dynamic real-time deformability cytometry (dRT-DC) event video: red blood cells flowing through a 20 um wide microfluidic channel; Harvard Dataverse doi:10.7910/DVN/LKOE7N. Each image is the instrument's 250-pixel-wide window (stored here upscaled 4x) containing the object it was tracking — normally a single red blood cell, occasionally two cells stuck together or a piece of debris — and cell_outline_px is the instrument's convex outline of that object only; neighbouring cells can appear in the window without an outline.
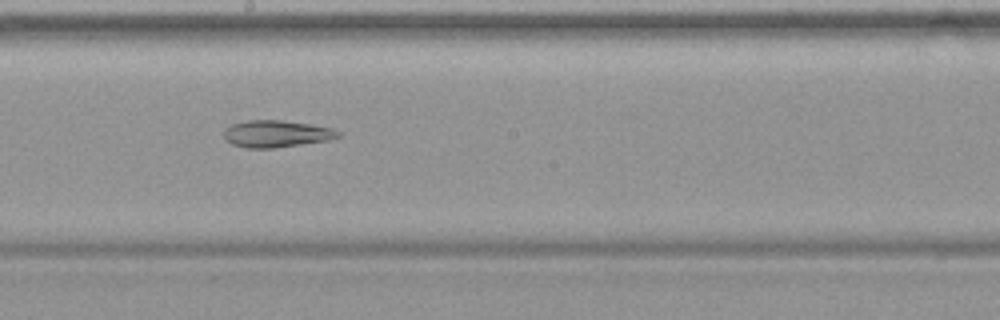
{"species": "common noctule bat (a hibernating species)", "species_latin": "Nyctalus noctula", "temperature_condition": "warm", "stored_images_in_passage": 50, "segment_of_instrument_passage": [2, 2], "camera_frame_rate_fps": 3000, "um_per_image_px": 0.085, "animal": {"sex": "female", "body_mass_g": 19.9}, "frame": {"image": 1, "passage_image": 28, "time_ms": 9.0, "image_size_px": [1000, 320], "cell_outline_px": [[340, 136], [328, 140], [272, 148], [244, 148], [232, 144], [224, 140], [224, 128], [232, 124], [248, 120], [280, 120], [308, 124], [332, 128], [340, 132]], "centroid_in_image_um": [23.43, 11.37], "position_along_channel_um": 224.8, "area_um2": 17.86}}
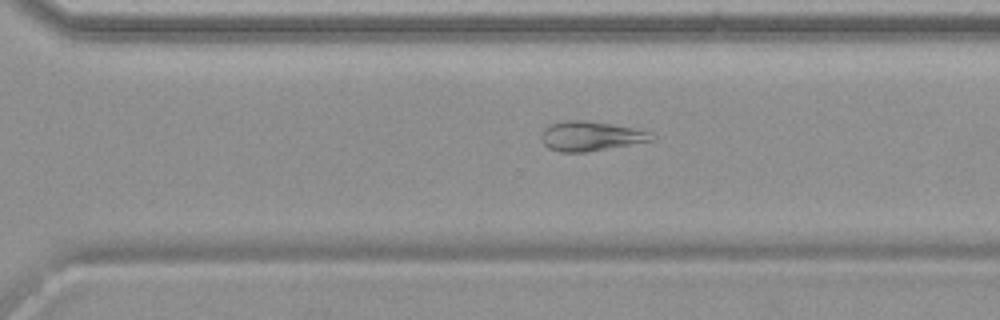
{"frame": {"image": 2, "passage_image": 35, "time_ms": 11.333, "image_size_px": [1000, 320], "cell_outline_px": [[656, 140], [584, 152], [560, 152], [548, 148], [544, 144], [540, 136], [544, 128], [548, 124], [560, 120], [584, 120], [632, 128], [652, 132], [656, 136]], "centroid_in_image_um": [50.18, 11.56], "position_along_channel_um": 320.4, "area_um2": 19.07}}
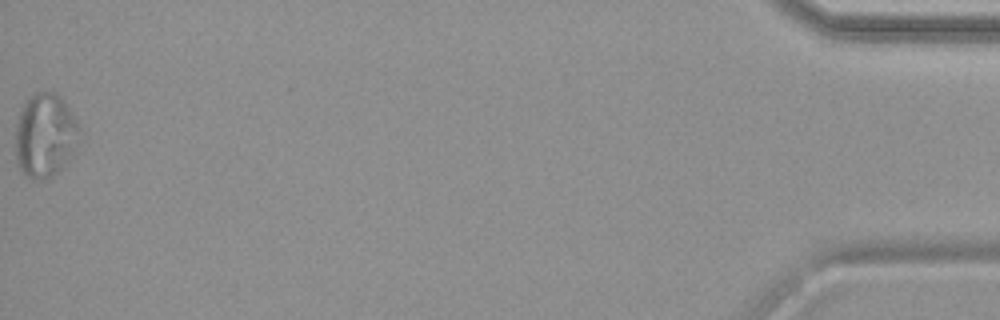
{"frame": {"image": 3, "passage_image": 50, "time_ms": 16.333, "image_size_px": [1000, 320], "cell_outline_px": [[80, 132], [72, 152], [64, 164], [48, 180], [32, 180], [20, 168], [16, 160], [16, 124], [20, 112], [28, 96], [36, 92], [56, 92], [64, 100], [72, 112], [80, 128]], "centroid_in_image_um": [3.82, 11.48], "position_along_channel_um": 431.4, "area_um2": 31.1}}